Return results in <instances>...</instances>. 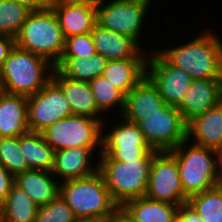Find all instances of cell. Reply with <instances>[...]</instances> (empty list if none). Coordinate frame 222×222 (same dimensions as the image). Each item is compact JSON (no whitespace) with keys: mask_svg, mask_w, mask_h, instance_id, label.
I'll return each instance as SVG.
<instances>
[{"mask_svg":"<svg viewBox=\"0 0 222 222\" xmlns=\"http://www.w3.org/2000/svg\"><path fill=\"white\" fill-rule=\"evenodd\" d=\"M105 222H135L129 213L122 207L118 206L109 216L104 219Z\"/></svg>","mask_w":222,"mask_h":222,"instance_id":"cell-37","label":"cell"},{"mask_svg":"<svg viewBox=\"0 0 222 222\" xmlns=\"http://www.w3.org/2000/svg\"><path fill=\"white\" fill-rule=\"evenodd\" d=\"M187 139L206 148L222 147V101L187 123Z\"/></svg>","mask_w":222,"mask_h":222,"instance_id":"cell-20","label":"cell"},{"mask_svg":"<svg viewBox=\"0 0 222 222\" xmlns=\"http://www.w3.org/2000/svg\"><path fill=\"white\" fill-rule=\"evenodd\" d=\"M15 46V38L9 35L0 34V67Z\"/></svg>","mask_w":222,"mask_h":222,"instance_id":"cell-36","label":"cell"},{"mask_svg":"<svg viewBox=\"0 0 222 222\" xmlns=\"http://www.w3.org/2000/svg\"><path fill=\"white\" fill-rule=\"evenodd\" d=\"M23 4L29 7L32 11L39 10L48 6L49 0H5Z\"/></svg>","mask_w":222,"mask_h":222,"instance_id":"cell-39","label":"cell"},{"mask_svg":"<svg viewBox=\"0 0 222 222\" xmlns=\"http://www.w3.org/2000/svg\"><path fill=\"white\" fill-rule=\"evenodd\" d=\"M222 101V79H192V83L177 106L186 123Z\"/></svg>","mask_w":222,"mask_h":222,"instance_id":"cell-15","label":"cell"},{"mask_svg":"<svg viewBox=\"0 0 222 222\" xmlns=\"http://www.w3.org/2000/svg\"><path fill=\"white\" fill-rule=\"evenodd\" d=\"M146 75L157 86L167 105L178 106L192 83V77L188 73L171 65L154 49L148 53Z\"/></svg>","mask_w":222,"mask_h":222,"instance_id":"cell-13","label":"cell"},{"mask_svg":"<svg viewBox=\"0 0 222 222\" xmlns=\"http://www.w3.org/2000/svg\"><path fill=\"white\" fill-rule=\"evenodd\" d=\"M55 178L52 171L30 169L17 174L14 183L25 191L38 206H42L59 194L60 182Z\"/></svg>","mask_w":222,"mask_h":222,"instance_id":"cell-22","label":"cell"},{"mask_svg":"<svg viewBox=\"0 0 222 222\" xmlns=\"http://www.w3.org/2000/svg\"><path fill=\"white\" fill-rule=\"evenodd\" d=\"M90 33L97 53L107 60L148 57L147 50L129 36L103 28L99 24H96Z\"/></svg>","mask_w":222,"mask_h":222,"instance_id":"cell-17","label":"cell"},{"mask_svg":"<svg viewBox=\"0 0 222 222\" xmlns=\"http://www.w3.org/2000/svg\"><path fill=\"white\" fill-rule=\"evenodd\" d=\"M216 177L215 187L222 188V147L215 148Z\"/></svg>","mask_w":222,"mask_h":222,"instance_id":"cell-38","label":"cell"},{"mask_svg":"<svg viewBox=\"0 0 222 222\" xmlns=\"http://www.w3.org/2000/svg\"><path fill=\"white\" fill-rule=\"evenodd\" d=\"M100 149L102 147H72L56 151L52 173L55 177L58 176V182L92 175L98 171L99 165L98 162L95 164L92 158L96 151H99L97 155L101 153Z\"/></svg>","mask_w":222,"mask_h":222,"instance_id":"cell-14","label":"cell"},{"mask_svg":"<svg viewBox=\"0 0 222 222\" xmlns=\"http://www.w3.org/2000/svg\"><path fill=\"white\" fill-rule=\"evenodd\" d=\"M15 177L0 163V206L5 201L14 184Z\"/></svg>","mask_w":222,"mask_h":222,"instance_id":"cell-34","label":"cell"},{"mask_svg":"<svg viewBox=\"0 0 222 222\" xmlns=\"http://www.w3.org/2000/svg\"><path fill=\"white\" fill-rule=\"evenodd\" d=\"M59 194L76 218L105 219L119 206L112 199L99 171L84 178L60 182Z\"/></svg>","mask_w":222,"mask_h":222,"instance_id":"cell-5","label":"cell"},{"mask_svg":"<svg viewBox=\"0 0 222 222\" xmlns=\"http://www.w3.org/2000/svg\"><path fill=\"white\" fill-rule=\"evenodd\" d=\"M158 151H148L142 158L113 160L110 156H99L98 171L112 199L122 206L126 201L143 197L148 188L152 160Z\"/></svg>","mask_w":222,"mask_h":222,"instance_id":"cell-3","label":"cell"},{"mask_svg":"<svg viewBox=\"0 0 222 222\" xmlns=\"http://www.w3.org/2000/svg\"><path fill=\"white\" fill-rule=\"evenodd\" d=\"M147 58L108 60L103 76L125 96L146 76Z\"/></svg>","mask_w":222,"mask_h":222,"instance_id":"cell-23","label":"cell"},{"mask_svg":"<svg viewBox=\"0 0 222 222\" xmlns=\"http://www.w3.org/2000/svg\"><path fill=\"white\" fill-rule=\"evenodd\" d=\"M0 207L4 222H35L39 206L14 183Z\"/></svg>","mask_w":222,"mask_h":222,"instance_id":"cell-27","label":"cell"},{"mask_svg":"<svg viewBox=\"0 0 222 222\" xmlns=\"http://www.w3.org/2000/svg\"><path fill=\"white\" fill-rule=\"evenodd\" d=\"M28 97L0 91V137H17L29 132Z\"/></svg>","mask_w":222,"mask_h":222,"instance_id":"cell-21","label":"cell"},{"mask_svg":"<svg viewBox=\"0 0 222 222\" xmlns=\"http://www.w3.org/2000/svg\"><path fill=\"white\" fill-rule=\"evenodd\" d=\"M108 60L96 53L91 57H61L55 66L65 77L90 82L102 76Z\"/></svg>","mask_w":222,"mask_h":222,"instance_id":"cell-25","label":"cell"},{"mask_svg":"<svg viewBox=\"0 0 222 222\" xmlns=\"http://www.w3.org/2000/svg\"><path fill=\"white\" fill-rule=\"evenodd\" d=\"M100 0H49L48 4H97Z\"/></svg>","mask_w":222,"mask_h":222,"instance_id":"cell-40","label":"cell"},{"mask_svg":"<svg viewBox=\"0 0 222 222\" xmlns=\"http://www.w3.org/2000/svg\"><path fill=\"white\" fill-rule=\"evenodd\" d=\"M104 125H107L104 120L72 114L41 133L55 152L72 147H102Z\"/></svg>","mask_w":222,"mask_h":222,"instance_id":"cell-7","label":"cell"},{"mask_svg":"<svg viewBox=\"0 0 222 222\" xmlns=\"http://www.w3.org/2000/svg\"><path fill=\"white\" fill-rule=\"evenodd\" d=\"M74 222H105L104 219L101 218H76Z\"/></svg>","mask_w":222,"mask_h":222,"instance_id":"cell-41","label":"cell"},{"mask_svg":"<svg viewBox=\"0 0 222 222\" xmlns=\"http://www.w3.org/2000/svg\"><path fill=\"white\" fill-rule=\"evenodd\" d=\"M15 45L57 65L64 52L65 37L49 6L28 15L15 37Z\"/></svg>","mask_w":222,"mask_h":222,"instance_id":"cell-4","label":"cell"},{"mask_svg":"<svg viewBox=\"0 0 222 222\" xmlns=\"http://www.w3.org/2000/svg\"><path fill=\"white\" fill-rule=\"evenodd\" d=\"M95 102L102 113L119 108V117L124 110L125 95L115 88L103 75L89 82ZM109 111V112H108Z\"/></svg>","mask_w":222,"mask_h":222,"instance_id":"cell-29","label":"cell"},{"mask_svg":"<svg viewBox=\"0 0 222 222\" xmlns=\"http://www.w3.org/2000/svg\"><path fill=\"white\" fill-rule=\"evenodd\" d=\"M145 196L179 206L188 202L181 185L176 159L169 152H158L154 156Z\"/></svg>","mask_w":222,"mask_h":222,"instance_id":"cell-11","label":"cell"},{"mask_svg":"<svg viewBox=\"0 0 222 222\" xmlns=\"http://www.w3.org/2000/svg\"><path fill=\"white\" fill-rule=\"evenodd\" d=\"M31 12L23 4L0 0V34L15 38Z\"/></svg>","mask_w":222,"mask_h":222,"instance_id":"cell-30","label":"cell"},{"mask_svg":"<svg viewBox=\"0 0 222 222\" xmlns=\"http://www.w3.org/2000/svg\"><path fill=\"white\" fill-rule=\"evenodd\" d=\"M55 66L34 53L14 46L0 67L3 92L31 96L51 79Z\"/></svg>","mask_w":222,"mask_h":222,"instance_id":"cell-2","label":"cell"},{"mask_svg":"<svg viewBox=\"0 0 222 222\" xmlns=\"http://www.w3.org/2000/svg\"><path fill=\"white\" fill-rule=\"evenodd\" d=\"M188 139L169 153L176 159L185 196H192L215 187L214 149L191 143Z\"/></svg>","mask_w":222,"mask_h":222,"instance_id":"cell-6","label":"cell"},{"mask_svg":"<svg viewBox=\"0 0 222 222\" xmlns=\"http://www.w3.org/2000/svg\"><path fill=\"white\" fill-rule=\"evenodd\" d=\"M52 80L62 89L72 114L103 120V117H100L103 114L98 109L89 82L69 79L56 68Z\"/></svg>","mask_w":222,"mask_h":222,"instance_id":"cell-19","label":"cell"},{"mask_svg":"<svg viewBox=\"0 0 222 222\" xmlns=\"http://www.w3.org/2000/svg\"><path fill=\"white\" fill-rule=\"evenodd\" d=\"M157 86L146 75L125 97L124 110L121 117L127 121L138 123L158 108H165Z\"/></svg>","mask_w":222,"mask_h":222,"instance_id":"cell-16","label":"cell"},{"mask_svg":"<svg viewBox=\"0 0 222 222\" xmlns=\"http://www.w3.org/2000/svg\"><path fill=\"white\" fill-rule=\"evenodd\" d=\"M75 219L69 205L58 194L46 205L38 207L35 222H74Z\"/></svg>","mask_w":222,"mask_h":222,"instance_id":"cell-32","label":"cell"},{"mask_svg":"<svg viewBox=\"0 0 222 222\" xmlns=\"http://www.w3.org/2000/svg\"><path fill=\"white\" fill-rule=\"evenodd\" d=\"M0 222H4L1 207H0Z\"/></svg>","mask_w":222,"mask_h":222,"instance_id":"cell-42","label":"cell"},{"mask_svg":"<svg viewBox=\"0 0 222 222\" xmlns=\"http://www.w3.org/2000/svg\"><path fill=\"white\" fill-rule=\"evenodd\" d=\"M96 53L97 51L91 33L73 35L65 38L62 57H91Z\"/></svg>","mask_w":222,"mask_h":222,"instance_id":"cell-33","label":"cell"},{"mask_svg":"<svg viewBox=\"0 0 222 222\" xmlns=\"http://www.w3.org/2000/svg\"><path fill=\"white\" fill-rule=\"evenodd\" d=\"M107 1V0H106ZM100 0L96 4L97 24L140 42L144 20L153 0ZM150 8V9H149Z\"/></svg>","mask_w":222,"mask_h":222,"instance_id":"cell-8","label":"cell"},{"mask_svg":"<svg viewBox=\"0 0 222 222\" xmlns=\"http://www.w3.org/2000/svg\"><path fill=\"white\" fill-rule=\"evenodd\" d=\"M137 124L150 148L158 152H170L187 139V123L177 106L158 108Z\"/></svg>","mask_w":222,"mask_h":222,"instance_id":"cell-9","label":"cell"},{"mask_svg":"<svg viewBox=\"0 0 222 222\" xmlns=\"http://www.w3.org/2000/svg\"><path fill=\"white\" fill-rule=\"evenodd\" d=\"M201 32L191 41L157 51L192 79H222V37L209 28Z\"/></svg>","mask_w":222,"mask_h":222,"instance_id":"cell-1","label":"cell"},{"mask_svg":"<svg viewBox=\"0 0 222 222\" xmlns=\"http://www.w3.org/2000/svg\"><path fill=\"white\" fill-rule=\"evenodd\" d=\"M119 123L111 130L102 133V149L99 156H110L113 160L127 162L142 158L150 148L137 123L127 121L121 117Z\"/></svg>","mask_w":222,"mask_h":222,"instance_id":"cell-12","label":"cell"},{"mask_svg":"<svg viewBox=\"0 0 222 222\" xmlns=\"http://www.w3.org/2000/svg\"><path fill=\"white\" fill-rule=\"evenodd\" d=\"M203 222H222V188H211L188 199Z\"/></svg>","mask_w":222,"mask_h":222,"instance_id":"cell-28","label":"cell"},{"mask_svg":"<svg viewBox=\"0 0 222 222\" xmlns=\"http://www.w3.org/2000/svg\"><path fill=\"white\" fill-rule=\"evenodd\" d=\"M72 115L62 89L51 79L39 92L28 96L27 116L30 132L41 133L54 122Z\"/></svg>","mask_w":222,"mask_h":222,"instance_id":"cell-10","label":"cell"},{"mask_svg":"<svg viewBox=\"0 0 222 222\" xmlns=\"http://www.w3.org/2000/svg\"><path fill=\"white\" fill-rule=\"evenodd\" d=\"M57 17L63 36L90 33L97 24L96 4H48Z\"/></svg>","mask_w":222,"mask_h":222,"instance_id":"cell-18","label":"cell"},{"mask_svg":"<svg viewBox=\"0 0 222 222\" xmlns=\"http://www.w3.org/2000/svg\"><path fill=\"white\" fill-rule=\"evenodd\" d=\"M175 222H203L193 207L187 202L179 206Z\"/></svg>","mask_w":222,"mask_h":222,"instance_id":"cell-35","label":"cell"},{"mask_svg":"<svg viewBox=\"0 0 222 222\" xmlns=\"http://www.w3.org/2000/svg\"><path fill=\"white\" fill-rule=\"evenodd\" d=\"M0 163L14 177L30 170L20 149V136L0 137Z\"/></svg>","mask_w":222,"mask_h":222,"instance_id":"cell-31","label":"cell"},{"mask_svg":"<svg viewBox=\"0 0 222 222\" xmlns=\"http://www.w3.org/2000/svg\"><path fill=\"white\" fill-rule=\"evenodd\" d=\"M122 207L135 222H175L179 205L160 202L146 196L126 201Z\"/></svg>","mask_w":222,"mask_h":222,"instance_id":"cell-24","label":"cell"},{"mask_svg":"<svg viewBox=\"0 0 222 222\" xmlns=\"http://www.w3.org/2000/svg\"><path fill=\"white\" fill-rule=\"evenodd\" d=\"M20 149L30 169L52 171L55 151L42 133L29 131L21 135Z\"/></svg>","mask_w":222,"mask_h":222,"instance_id":"cell-26","label":"cell"}]
</instances>
